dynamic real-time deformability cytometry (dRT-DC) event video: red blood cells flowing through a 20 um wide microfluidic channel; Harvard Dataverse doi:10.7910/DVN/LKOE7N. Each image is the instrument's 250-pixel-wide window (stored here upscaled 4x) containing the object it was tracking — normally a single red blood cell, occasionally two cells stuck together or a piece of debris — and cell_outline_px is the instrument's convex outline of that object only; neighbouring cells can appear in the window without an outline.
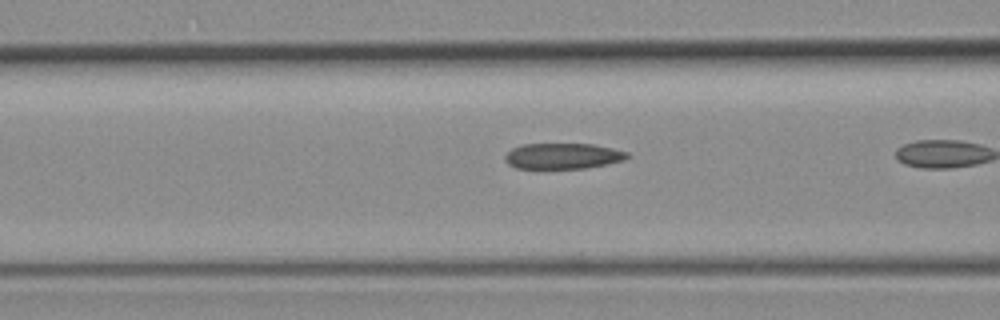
{"species": "common noctule bat (a hibernating species)", "species_latin": "Nyctalus noctula", "temperature_condition": "room temperature", "stored_images_in_passage": 24, "camera_frame_rate_fps": 3000, "um_per_image_px": 0.085, "animal": {"sex": "female", "body_mass_g": 19.3, "forearm_length_mm": 54.1}, "frame": {"image": 1, "passage_image": 14, "time_ms": 4.333, "image_size_px": [1000, 320], "cell_outline_px": [[632, 156], [624, 160], [608, 164], [588, 168], [516, 168], [508, 164], [504, 160], [504, 156], [512, 148], [524, 144], [592, 144], [612, 148], [628, 152]], "centroid_in_image_um": [47.87, 13.26], "position_along_channel_um": 118.7, "area_um2": 18.44}}
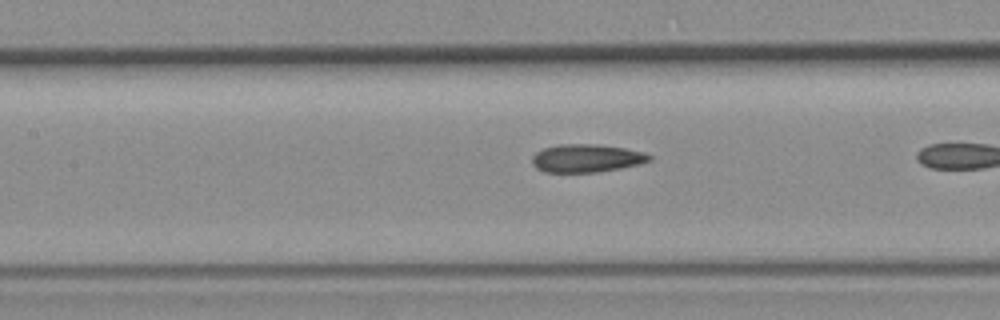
{"frame": {"image": 2, "passage_image": 17, "time_ms": 5.333, "image_size_px": [1000, 320], "cell_outline_px": [[652, 160], [640, 164], [600, 172], [544, 172], [536, 168], [532, 164], [532, 156], [536, 152], [544, 148], [560, 144], [592, 144], [624, 148], [644, 152], [652, 156]], "centroid_in_image_um": [49.85, 13.45], "position_along_channel_um": 157.5, "area_um2": 19.19}}